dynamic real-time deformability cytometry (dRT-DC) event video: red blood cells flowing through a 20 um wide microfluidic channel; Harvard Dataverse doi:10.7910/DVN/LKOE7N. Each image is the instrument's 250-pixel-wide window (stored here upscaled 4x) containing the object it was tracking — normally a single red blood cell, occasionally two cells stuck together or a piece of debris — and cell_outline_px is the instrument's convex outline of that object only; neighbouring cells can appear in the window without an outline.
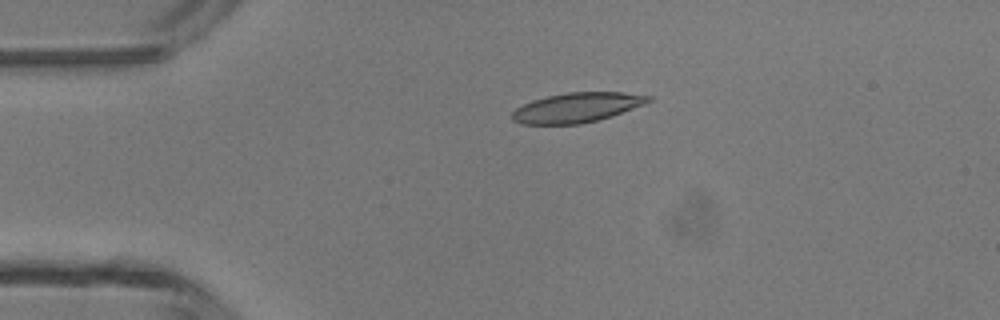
{"species": "common noctule bat (a hibernating species)", "species_latin": "Nyctalus noctula", "temperature_condition": "room temperature", "stored_images_in_passage": 2, "camera_frame_rate_fps": 3000, "um_per_image_px": 0.085, "animal": {"sex": "male", "body_mass_g": 13.3}, "frame": {"image": 1, "passage_image": 1, "time_ms": 0.0, "image_size_px": [1000, 320], "cell_outline_px": [[652, 100], [644, 104], [612, 116], [580, 124], [520, 124], [512, 120], [512, 112], [516, 108], [532, 100], [548, 96], [568, 92], [624, 92], [652, 96]], "centroid_in_image_um": [49.04, 9.14], "position_along_channel_um": 36.0, "area_um2": 23.52}}